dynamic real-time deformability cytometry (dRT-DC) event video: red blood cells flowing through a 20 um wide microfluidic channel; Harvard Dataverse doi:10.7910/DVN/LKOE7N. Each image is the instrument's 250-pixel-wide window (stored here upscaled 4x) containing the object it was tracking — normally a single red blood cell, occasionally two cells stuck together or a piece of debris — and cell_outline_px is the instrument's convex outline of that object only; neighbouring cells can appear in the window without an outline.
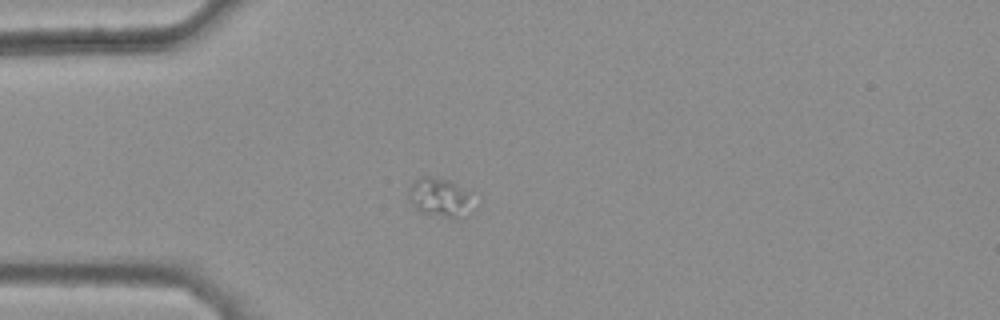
{"species": "common noctule bat (a hibernating species)", "species_latin": "Nyctalus noctula", "temperature_condition": "warm", "stored_images_in_passage": 29, "camera_frame_rate_fps": 3000, "um_per_image_px": 0.085, "animal": {"sex": "female", "body_mass_g": 25.1}, "frame": {"image": 1, "passage_image": 1, "time_ms": 0.0, "image_size_px": [1000, 320], "cell_outline_px": [[468, 192], [456, 216], [452, 220], [420, 212], [408, 200], [408, 188], [412, 180], [420, 176], [428, 176], [448, 180]], "centroid_in_image_um": [37.08, 16.72], "position_along_channel_um": 47.9, "area_um2": 13.41}}